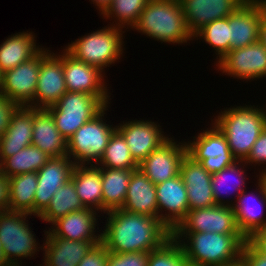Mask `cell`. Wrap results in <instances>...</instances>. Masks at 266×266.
<instances>
[{"label": "cell", "mask_w": 266, "mask_h": 266, "mask_svg": "<svg viewBox=\"0 0 266 266\" xmlns=\"http://www.w3.org/2000/svg\"><path fill=\"white\" fill-rule=\"evenodd\" d=\"M195 40L203 39L217 55L216 63L230 51L229 16L205 25L195 35Z\"/></svg>", "instance_id": "obj_37"}, {"label": "cell", "mask_w": 266, "mask_h": 266, "mask_svg": "<svg viewBox=\"0 0 266 266\" xmlns=\"http://www.w3.org/2000/svg\"><path fill=\"white\" fill-rule=\"evenodd\" d=\"M211 122L225 135L230 151L237 160L247 158L253 144L265 129L262 106L251 104L224 108Z\"/></svg>", "instance_id": "obj_4"}, {"label": "cell", "mask_w": 266, "mask_h": 266, "mask_svg": "<svg viewBox=\"0 0 266 266\" xmlns=\"http://www.w3.org/2000/svg\"><path fill=\"white\" fill-rule=\"evenodd\" d=\"M148 266H190L180 243L172 236L160 248L149 252Z\"/></svg>", "instance_id": "obj_38"}, {"label": "cell", "mask_w": 266, "mask_h": 266, "mask_svg": "<svg viewBox=\"0 0 266 266\" xmlns=\"http://www.w3.org/2000/svg\"><path fill=\"white\" fill-rule=\"evenodd\" d=\"M51 157L34 145L21 149L1 163V173L7 178L17 174L38 172Z\"/></svg>", "instance_id": "obj_33"}, {"label": "cell", "mask_w": 266, "mask_h": 266, "mask_svg": "<svg viewBox=\"0 0 266 266\" xmlns=\"http://www.w3.org/2000/svg\"><path fill=\"white\" fill-rule=\"evenodd\" d=\"M256 177L258 178V182L256 181L258 185L255 184V186L258 189L256 188V191L247 193L246 188L235 198L232 205L237 226L246 239L253 232L266 227V214L264 213L266 212V209H264L266 208V191L264 181L259 175Z\"/></svg>", "instance_id": "obj_18"}, {"label": "cell", "mask_w": 266, "mask_h": 266, "mask_svg": "<svg viewBox=\"0 0 266 266\" xmlns=\"http://www.w3.org/2000/svg\"><path fill=\"white\" fill-rule=\"evenodd\" d=\"M32 145L50 157L67 156V140L57 129L47 108H33Z\"/></svg>", "instance_id": "obj_26"}, {"label": "cell", "mask_w": 266, "mask_h": 266, "mask_svg": "<svg viewBox=\"0 0 266 266\" xmlns=\"http://www.w3.org/2000/svg\"><path fill=\"white\" fill-rule=\"evenodd\" d=\"M179 174L187 189L189 210L217 205L212 193L211 174L199 162L186 154Z\"/></svg>", "instance_id": "obj_23"}, {"label": "cell", "mask_w": 266, "mask_h": 266, "mask_svg": "<svg viewBox=\"0 0 266 266\" xmlns=\"http://www.w3.org/2000/svg\"><path fill=\"white\" fill-rule=\"evenodd\" d=\"M247 0H179L193 36L205 25L228 17Z\"/></svg>", "instance_id": "obj_22"}, {"label": "cell", "mask_w": 266, "mask_h": 266, "mask_svg": "<svg viewBox=\"0 0 266 266\" xmlns=\"http://www.w3.org/2000/svg\"><path fill=\"white\" fill-rule=\"evenodd\" d=\"M106 106L92 120L82 125L67 141V156L72 158L76 165L98 164L109 139L117 126L105 121ZM104 120V121H103Z\"/></svg>", "instance_id": "obj_6"}, {"label": "cell", "mask_w": 266, "mask_h": 266, "mask_svg": "<svg viewBox=\"0 0 266 266\" xmlns=\"http://www.w3.org/2000/svg\"><path fill=\"white\" fill-rule=\"evenodd\" d=\"M105 214L107 222L101 232V243L109 252H150L172 237V232L159 218L123 209Z\"/></svg>", "instance_id": "obj_1"}, {"label": "cell", "mask_w": 266, "mask_h": 266, "mask_svg": "<svg viewBox=\"0 0 266 266\" xmlns=\"http://www.w3.org/2000/svg\"><path fill=\"white\" fill-rule=\"evenodd\" d=\"M123 210L159 218L156 185L141 169H134L129 180Z\"/></svg>", "instance_id": "obj_25"}, {"label": "cell", "mask_w": 266, "mask_h": 266, "mask_svg": "<svg viewBox=\"0 0 266 266\" xmlns=\"http://www.w3.org/2000/svg\"><path fill=\"white\" fill-rule=\"evenodd\" d=\"M76 164L68 156L51 157L37 172L38 185L34 195V216L48 207L54 193L71 179Z\"/></svg>", "instance_id": "obj_16"}, {"label": "cell", "mask_w": 266, "mask_h": 266, "mask_svg": "<svg viewBox=\"0 0 266 266\" xmlns=\"http://www.w3.org/2000/svg\"><path fill=\"white\" fill-rule=\"evenodd\" d=\"M17 107V104L0 93V137L7 130L8 125L10 124L12 113Z\"/></svg>", "instance_id": "obj_42"}, {"label": "cell", "mask_w": 266, "mask_h": 266, "mask_svg": "<svg viewBox=\"0 0 266 266\" xmlns=\"http://www.w3.org/2000/svg\"><path fill=\"white\" fill-rule=\"evenodd\" d=\"M90 1V0H89ZM93 4H95L96 9L99 10L100 16L106 11V9L112 3V0H91Z\"/></svg>", "instance_id": "obj_47"}, {"label": "cell", "mask_w": 266, "mask_h": 266, "mask_svg": "<svg viewBox=\"0 0 266 266\" xmlns=\"http://www.w3.org/2000/svg\"><path fill=\"white\" fill-rule=\"evenodd\" d=\"M156 197L159 219L173 232L186 218L189 210L187 189L180 174L157 184Z\"/></svg>", "instance_id": "obj_17"}, {"label": "cell", "mask_w": 266, "mask_h": 266, "mask_svg": "<svg viewBox=\"0 0 266 266\" xmlns=\"http://www.w3.org/2000/svg\"><path fill=\"white\" fill-rule=\"evenodd\" d=\"M6 262H7V260H6L5 256H4L3 244L0 241V265L4 264Z\"/></svg>", "instance_id": "obj_48"}, {"label": "cell", "mask_w": 266, "mask_h": 266, "mask_svg": "<svg viewBox=\"0 0 266 266\" xmlns=\"http://www.w3.org/2000/svg\"><path fill=\"white\" fill-rule=\"evenodd\" d=\"M259 177L264 181V188H265V191H266V174L260 175Z\"/></svg>", "instance_id": "obj_52"}, {"label": "cell", "mask_w": 266, "mask_h": 266, "mask_svg": "<svg viewBox=\"0 0 266 266\" xmlns=\"http://www.w3.org/2000/svg\"><path fill=\"white\" fill-rule=\"evenodd\" d=\"M244 161L247 163L248 167L249 165L252 167L254 165V167H256L257 164L258 166L265 165L263 166L264 169L260 170L258 175L266 174V129L261 132L260 136L253 144L251 152Z\"/></svg>", "instance_id": "obj_40"}, {"label": "cell", "mask_w": 266, "mask_h": 266, "mask_svg": "<svg viewBox=\"0 0 266 266\" xmlns=\"http://www.w3.org/2000/svg\"><path fill=\"white\" fill-rule=\"evenodd\" d=\"M10 204V181L0 172V212L9 209Z\"/></svg>", "instance_id": "obj_45"}, {"label": "cell", "mask_w": 266, "mask_h": 266, "mask_svg": "<svg viewBox=\"0 0 266 266\" xmlns=\"http://www.w3.org/2000/svg\"><path fill=\"white\" fill-rule=\"evenodd\" d=\"M245 166L247 164L244 160H236L232 165L211 175L212 193L217 205L232 206L233 200L230 202V199H225L232 194V191L235 194L234 197L237 198L246 189V171L248 170Z\"/></svg>", "instance_id": "obj_30"}, {"label": "cell", "mask_w": 266, "mask_h": 266, "mask_svg": "<svg viewBox=\"0 0 266 266\" xmlns=\"http://www.w3.org/2000/svg\"><path fill=\"white\" fill-rule=\"evenodd\" d=\"M149 252H109L107 266H148Z\"/></svg>", "instance_id": "obj_39"}, {"label": "cell", "mask_w": 266, "mask_h": 266, "mask_svg": "<svg viewBox=\"0 0 266 266\" xmlns=\"http://www.w3.org/2000/svg\"><path fill=\"white\" fill-rule=\"evenodd\" d=\"M174 140L175 138H168L138 164V168L155 185L180 173V164L187 154V144L186 141L181 143Z\"/></svg>", "instance_id": "obj_13"}, {"label": "cell", "mask_w": 266, "mask_h": 266, "mask_svg": "<svg viewBox=\"0 0 266 266\" xmlns=\"http://www.w3.org/2000/svg\"><path fill=\"white\" fill-rule=\"evenodd\" d=\"M29 216L32 214L9 210L0 212V241L7 261L21 262L23 258L37 255V251L43 248L29 227Z\"/></svg>", "instance_id": "obj_8"}, {"label": "cell", "mask_w": 266, "mask_h": 266, "mask_svg": "<svg viewBox=\"0 0 266 266\" xmlns=\"http://www.w3.org/2000/svg\"><path fill=\"white\" fill-rule=\"evenodd\" d=\"M66 92L61 53L50 52L40 64L33 108H48Z\"/></svg>", "instance_id": "obj_20"}, {"label": "cell", "mask_w": 266, "mask_h": 266, "mask_svg": "<svg viewBox=\"0 0 266 266\" xmlns=\"http://www.w3.org/2000/svg\"><path fill=\"white\" fill-rule=\"evenodd\" d=\"M64 79L68 92H83L97 97L105 106L110 104L109 87L104 80L106 73L98 67L75 59L65 49L61 53Z\"/></svg>", "instance_id": "obj_11"}, {"label": "cell", "mask_w": 266, "mask_h": 266, "mask_svg": "<svg viewBox=\"0 0 266 266\" xmlns=\"http://www.w3.org/2000/svg\"><path fill=\"white\" fill-rule=\"evenodd\" d=\"M123 28L107 25L102 29L88 33L65 46V50L75 59L98 67L105 73L104 68L119 62L124 53Z\"/></svg>", "instance_id": "obj_5"}, {"label": "cell", "mask_w": 266, "mask_h": 266, "mask_svg": "<svg viewBox=\"0 0 266 266\" xmlns=\"http://www.w3.org/2000/svg\"><path fill=\"white\" fill-rule=\"evenodd\" d=\"M0 266H23L22 262H11V261H7L6 263L0 265Z\"/></svg>", "instance_id": "obj_50"}, {"label": "cell", "mask_w": 266, "mask_h": 266, "mask_svg": "<svg viewBox=\"0 0 266 266\" xmlns=\"http://www.w3.org/2000/svg\"><path fill=\"white\" fill-rule=\"evenodd\" d=\"M105 107L94 95L67 91L47 109L51 112L57 129L68 141L82 125L92 120Z\"/></svg>", "instance_id": "obj_7"}, {"label": "cell", "mask_w": 266, "mask_h": 266, "mask_svg": "<svg viewBox=\"0 0 266 266\" xmlns=\"http://www.w3.org/2000/svg\"><path fill=\"white\" fill-rule=\"evenodd\" d=\"M84 208L77 195L75 185L70 179L54 193L48 207L38 217L40 220L52 225L56 220L70 212L79 211Z\"/></svg>", "instance_id": "obj_34"}, {"label": "cell", "mask_w": 266, "mask_h": 266, "mask_svg": "<svg viewBox=\"0 0 266 266\" xmlns=\"http://www.w3.org/2000/svg\"><path fill=\"white\" fill-rule=\"evenodd\" d=\"M222 266H246V264L243 262V260L240 258L238 261L227 264V265H222Z\"/></svg>", "instance_id": "obj_49"}, {"label": "cell", "mask_w": 266, "mask_h": 266, "mask_svg": "<svg viewBox=\"0 0 266 266\" xmlns=\"http://www.w3.org/2000/svg\"><path fill=\"white\" fill-rule=\"evenodd\" d=\"M217 64V65H216ZM215 66L224 75L246 82L266 78V47L259 40L229 51Z\"/></svg>", "instance_id": "obj_12"}, {"label": "cell", "mask_w": 266, "mask_h": 266, "mask_svg": "<svg viewBox=\"0 0 266 266\" xmlns=\"http://www.w3.org/2000/svg\"><path fill=\"white\" fill-rule=\"evenodd\" d=\"M134 169L101 168L102 212L122 209Z\"/></svg>", "instance_id": "obj_31"}, {"label": "cell", "mask_w": 266, "mask_h": 266, "mask_svg": "<svg viewBox=\"0 0 266 266\" xmlns=\"http://www.w3.org/2000/svg\"><path fill=\"white\" fill-rule=\"evenodd\" d=\"M149 0H112L110 6L102 14L103 19L113 18L114 25L120 28L132 29L138 22L141 12ZM117 21V22H116Z\"/></svg>", "instance_id": "obj_36"}, {"label": "cell", "mask_w": 266, "mask_h": 266, "mask_svg": "<svg viewBox=\"0 0 266 266\" xmlns=\"http://www.w3.org/2000/svg\"><path fill=\"white\" fill-rule=\"evenodd\" d=\"M108 255V249L102 243H99L89 250L78 266H107Z\"/></svg>", "instance_id": "obj_41"}, {"label": "cell", "mask_w": 266, "mask_h": 266, "mask_svg": "<svg viewBox=\"0 0 266 266\" xmlns=\"http://www.w3.org/2000/svg\"><path fill=\"white\" fill-rule=\"evenodd\" d=\"M173 232L242 234L237 226L232 206L223 205L188 210L186 218Z\"/></svg>", "instance_id": "obj_14"}, {"label": "cell", "mask_w": 266, "mask_h": 266, "mask_svg": "<svg viewBox=\"0 0 266 266\" xmlns=\"http://www.w3.org/2000/svg\"><path fill=\"white\" fill-rule=\"evenodd\" d=\"M71 180L85 208L102 212V173L97 164L76 165Z\"/></svg>", "instance_id": "obj_29"}, {"label": "cell", "mask_w": 266, "mask_h": 266, "mask_svg": "<svg viewBox=\"0 0 266 266\" xmlns=\"http://www.w3.org/2000/svg\"><path fill=\"white\" fill-rule=\"evenodd\" d=\"M241 259L246 266H266V256L257 253L247 242L242 247Z\"/></svg>", "instance_id": "obj_43"}, {"label": "cell", "mask_w": 266, "mask_h": 266, "mask_svg": "<svg viewBox=\"0 0 266 266\" xmlns=\"http://www.w3.org/2000/svg\"><path fill=\"white\" fill-rule=\"evenodd\" d=\"M211 124L209 129H203L186 144L187 154L212 175L232 165L237 159L232 155L225 135L213 122Z\"/></svg>", "instance_id": "obj_9"}, {"label": "cell", "mask_w": 266, "mask_h": 266, "mask_svg": "<svg viewBox=\"0 0 266 266\" xmlns=\"http://www.w3.org/2000/svg\"><path fill=\"white\" fill-rule=\"evenodd\" d=\"M9 211L23 212L34 216V195L38 185L37 172L17 174L9 178Z\"/></svg>", "instance_id": "obj_32"}, {"label": "cell", "mask_w": 266, "mask_h": 266, "mask_svg": "<svg viewBox=\"0 0 266 266\" xmlns=\"http://www.w3.org/2000/svg\"><path fill=\"white\" fill-rule=\"evenodd\" d=\"M43 266H78L94 246L91 241H71L60 237L44 238Z\"/></svg>", "instance_id": "obj_27"}, {"label": "cell", "mask_w": 266, "mask_h": 266, "mask_svg": "<svg viewBox=\"0 0 266 266\" xmlns=\"http://www.w3.org/2000/svg\"><path fill=\"white\" fill-rule=\"evenodd\" d=\"M180 243L190 266H222L241 258L246 243L242 234L212 232H172Z\"/></svg>", "instance_id": "obj_2"}, {"label": "cell", "mask_w": 266, "mask_h": 266, "mask_svg": "<svg viewBox=\"0 0 266 266\" xmlns=\"http://www.w3.org/2000/svg\"><path fill=\"white\" fill-rule=\"evenodd\" d=\"M35 37L32 31L18 32L0 44V71L2 73L31 60L44 48L36 45Z\"/></svg>", "instance_id": "obj_28"}, {"label": "cell", "mask_w": 266, "mask_h": 266, "mask_svg": "<svg viewBox=\"0 0 266 266\" xmlns=\"http://www.w3.org/2000/svg\"><path fill=\"white\" fill-rule=\"evenodd\" d=\"M132 29L161 43L182 45L194 39L179 0H149Z\"/></svg>", "instance_id": "obj_3"}, {"label": "cell", "mask_w": 266, "mask_h": 266, "mask_svg": "<svg viewBox=\"0 0 266 266\" xmlns=\"http://www.w3.org/2000/svg\"><path fill=\"white\" fill-rule=\"evenodd\" d=\"M122 123L116 125L117 130L125 138L132 158L137 164H140L170 136L162 131L159 123L151 120H131Z\"/></svg>", "instance_id": "obj_15"}, {"label": "cell", "mask_w": 266, "mask_h": 266, "mask_svg": "<svg viewBox=\"0 0 266 266\" xmlns=\"http://www.w3.org/2000/svg\"><path fill=\"white\" fill-rule=\"evenodd\" d=\"M33 107L18 106L12 113L7 130L0 137V163L21 149L32 145Z\"/></svg>", "instance_id": "obj_24"}, {"label": "cell", "mask_w": 266, "mask_h": 266, "mask_svg": "<svg viewBox=\"0 0 266 266\" xmlns=\"http://www.w3.org/2000/svg\"><path fill=\"white\" fill-rule=\"evenodd\" d=\"M264 0H247L229 15L230 51L259 41Z\"/></svg>", "instance_id": "obj_19"}, {"label": "cell", "mask_w": 266, "mask_h": 266, "mask_svg": "<svg viewBox=\"0 0 266 266\" xmlns=\"http://www.w3.org/2000/svg\"><path fill=\"white\" fill-rule=\"evenodd\" d=\"M259 40L266 47V0H264V11L262 14V21H261V25H260Z\"/></svg>", "instance_id": "obj_46"}, {"label": "cell", "mask_w": 266, "mask_h": 266, "mask_svg": "<svg viewBox=\"0 0 266 266\" xmlns=\"http://www.w3.org/2000/svg\"><path fill=\"white\" fill-rule=\"evenodd\" d=\"M101 168L137 169L125 138L116 129L111 135L104 155L97 164Z\"/></svg>", "instance_id": "obj_35"}, {"label": "cell", "mask_w": 266, "mask_h": 266, "mask_svg": "<svg viewBox=\"0 0 266 266\" xmlns=\"http://www.w3.org/2000/svg\"><path fill=\"white\" fill-rule=\"evenodd\" d=\"M2 76H3V73L0 71V93L2 91Z\"/></svg>", "instance_id": "obj_53"}, {"label": "cell", "mask_w": 266, "mask_h": 266, "mask_svg": "<svg viewBox=\"0 0 266 266\" xmlns=\"http://www.w3.org/2000/svg\"><path fill=\"white\" fill-rule=\"evenodd\" d=\"M262 110H263V115H264V127L266 129V107L265 108L263 107Z\"/></svg>", "instance_id": "obj_51"}, {"label": "cell", "mask_w": 266, "mask_h": 266, "mask_svg": "<svg viewBox=\"0 0 266 266\" xmlns=\"http://www.w3.org/2000/svg\"><path fill=\"white\" fill-rule=\"evenodd\" d=\"M246 242L259 254L266 256V227L253 232Z\"/></svg>", "instance_id": "obj_44"}, {"label": "cell", "mask_w": 266, "mask_h": 266, "mask_svg": "<svg viewBox=\"0 0 266 266\" xmlns=\"http://www.w3.org/2000/svg\"><path fill=\"white\" fill-rule=\"evenodd\" d=\"M97 213L99 212L91 208L70 212L56 220L44 233L46 237H60L71 241H91L94 245H98L101 243V232L95 229L98 217H100V214L98 216Z\"/></svg>", "instance_id": "obj_21"}, {"label": "cell", "mask_w": 266, "mask_h": 266, "mask_svg": "<svg viewBox=\"0 0 266 266\" xmlns=\"http://www.w3.org/2000/svg\"><path fill=\"white\" fill-rule=\"evenodd\" d=\"M50 52V48H43L31 60L5 71L1 93L18 106L33 107L40 64Z\"/></svg>", "instance_id": "obj_10"}]
</instances>
